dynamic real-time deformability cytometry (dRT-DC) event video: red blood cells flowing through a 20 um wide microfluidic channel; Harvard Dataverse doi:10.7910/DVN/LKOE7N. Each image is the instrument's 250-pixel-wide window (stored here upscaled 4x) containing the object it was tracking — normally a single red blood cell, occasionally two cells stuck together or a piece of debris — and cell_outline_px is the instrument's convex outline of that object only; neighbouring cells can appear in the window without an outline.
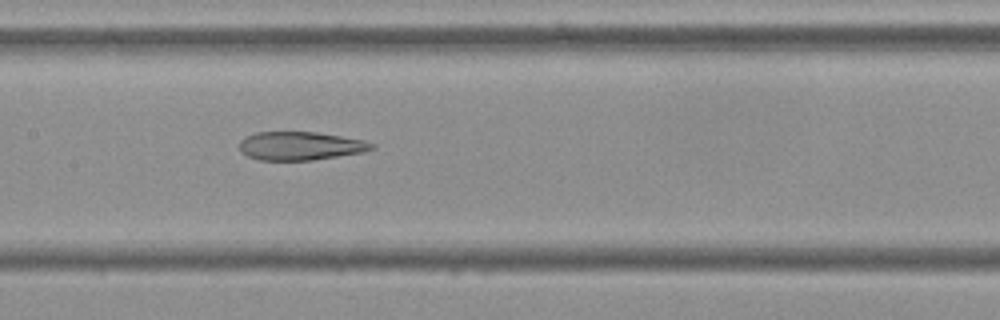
{"species": "Egyptian fruit bat (a non-hibernating species)", "species_latin": "Rousettus aegyptiacus", "temperature_condition": "cold", "stored_images_in_passage": 35, "camera_frame_rate_fps": 3000, "um_per_image_px": 0.085, "frame": {"image": 1, "passage_image": 13, "time_ms": 4.0, "image_size_px": [1000, 320], "cell_outline_px": [[376, 148], [364, 152], [312, 160], [256, 160], [240, 152], [240, 140], [244, 136], [256, 132], [316, 132], [364, 140], [376, 144]], "centroid_in_image_um": [25.52, 12.4], "position_along_channel_um": 181.9, "area_um2": 22.08}}
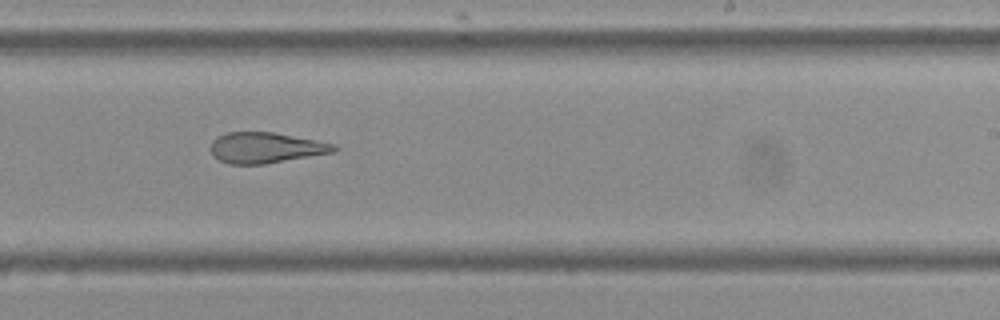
{"frame": {"image": 2, "passage_image": 20, "time_ms": 6.333, "image_size_px": [1000, 320], "cell_outline_px": [[340, 148], [332, 152], [264, 164], [228, 164], [212, 156], [212, 140], [216, 136], [228, 132], [272, 132], [336, 144]], "centroid_in_image_um": [22.56, 12.55], "position_along_channel_um": 266.4, "area_um2": 21.85}}
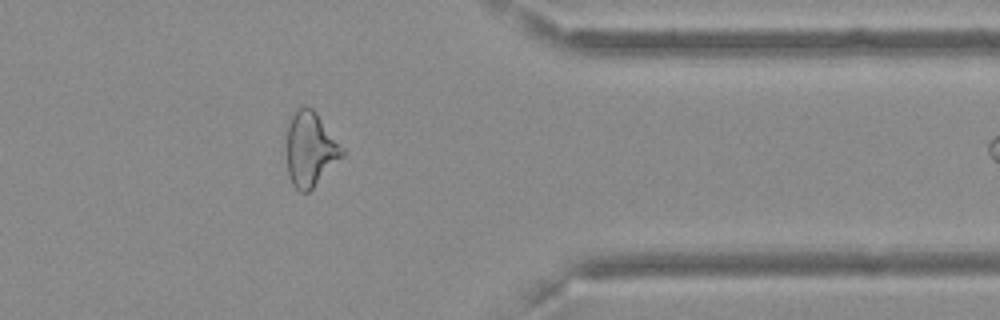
{"frame": {"image": 3, "passage_image": 31, "time_ms": 10.0, "image_size_px": [1000, 320], "cell_outline_px": [[344, 156], [308, 192], [300, 192], [292, 184], [288, 176], [284, 128], [292, 112], [300, 104], [304, 104], [312, 108], [316, 112], [344, 148]], "centroid_in_image_um": [26.32, 12.61], "position_along_channel_um": 385.1, "area_um2": 25.03}, "authors_computed_cell_mechanics": {"area_um2": 23.0044, "velocity_mm_per_s": 3.6333, "shape_relaxation_time_tau1_ms": null, "shape_relaxation_time_tau2_ms": 4.6142, "deformation_change_tau1": null, "deformation_change_tau2": 0.1677}}